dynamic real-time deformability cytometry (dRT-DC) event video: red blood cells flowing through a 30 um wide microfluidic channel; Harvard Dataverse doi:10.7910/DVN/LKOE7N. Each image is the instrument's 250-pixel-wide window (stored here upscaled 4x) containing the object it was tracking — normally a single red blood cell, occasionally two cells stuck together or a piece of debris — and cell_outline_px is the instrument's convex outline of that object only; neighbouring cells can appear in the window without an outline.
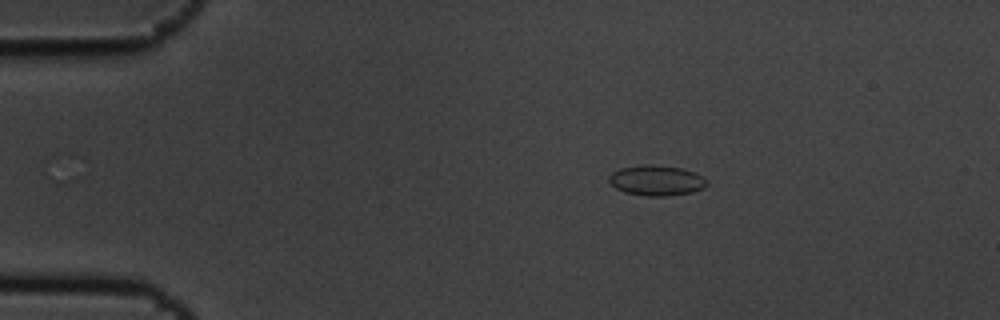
{"species": "common noctule bat (a hibernating species)", "species_latin": "Nyctalus noctula", "temperature_condition": "cold", "stored_images_in_passage": 14, "camera_frame_rate_fps": 3000, "um_per_image_px": 0.085, "animal": {"sex": "male", "body_mass_g": 19.5, "forearm_length_mm": 54.6}, "frame": {"image": 1, "passage_image": 2, "time_ms": 0.333, "image_size_px": [1000, 320], "cell_outline_px": [[708, 184], [704, 188], [692, 192], [664, 196], [648, 196], [624, 192], [616, 188], [608, 180], [608, 176], [612, 172], [620, 168], [644, 164], [652, 164], [680, 168], [696, 172], [704, 176], [708, 180]], "centroid_in_image_um": [55.82, 15.33], "position_along_channel_um": 29.2, "area_um2": 17.46}}
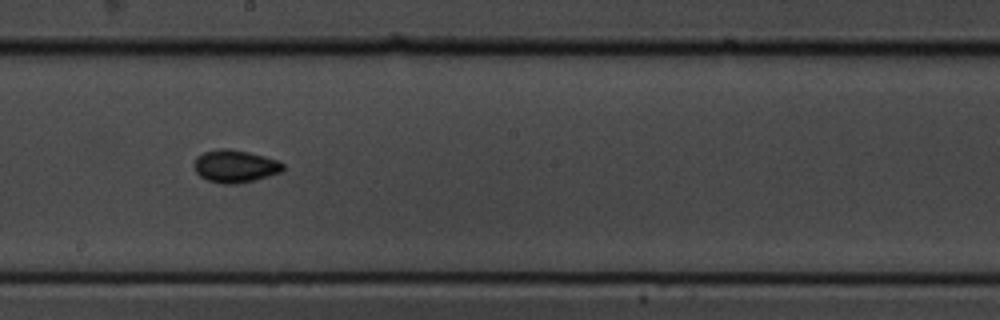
{"frame": {"image": 2, "passage_image": 8, "time_ms": 2.333, "image_size_px": [1000, 320], "cell_outline_px": [[284, 168], [280, 172], [268, 176], [236, 184], [224, 184], [208, 180], [200, 176], [196, 172], [192, 164], [196, 156], [204, 152], [220, 148], [228, 148], [248, 152], [280, 160], [284, 164]], "centroid_in_image_um": [19.96, 14.11], "position_along_channel_um": 228.2, "area_um2": 16.94}}
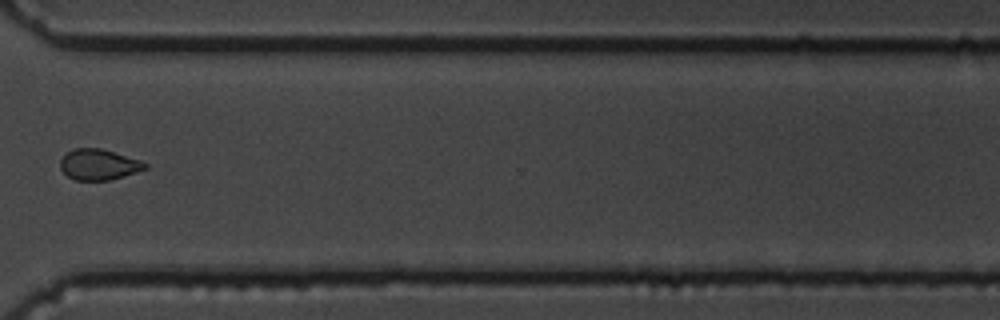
{"frame": {"image": 3, "passage_image": 11, "time_ms": 3.333, "image_size_px": [1000, 320], "cell_outline_px": [[148, 168], [136, 172], [108, 180], [72, 180], [60, 168], [60, 160], [68, 152], [76, 148], [100, 148], [140, 160], [148, 164]], "centroid_in_image_um": [8.39, 13.99], "position_along_channel_um": 362.2, "area_um2": 15.03}}